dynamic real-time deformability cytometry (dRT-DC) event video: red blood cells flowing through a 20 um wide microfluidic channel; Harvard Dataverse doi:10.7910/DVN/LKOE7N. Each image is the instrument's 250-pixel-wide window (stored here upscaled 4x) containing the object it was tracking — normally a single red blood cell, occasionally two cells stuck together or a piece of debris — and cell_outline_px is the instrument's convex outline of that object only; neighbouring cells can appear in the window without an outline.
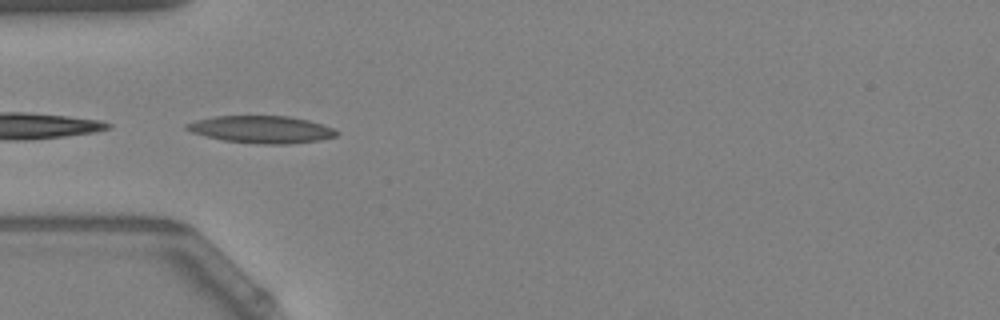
{"species": "Egyptian fruit bat (a non-hibernating species)", "species_latin": "Rousettus aegyptiacus", "temperature_condition": "warm", "stored_images_in_passage": 11, "camera_frame_rate_fps": 3000, "um_per_image_px": 0.085, "animal": {"sex": "female"}, "frame": {"image": 1, "passage_image": 7, "time_ms": 2.0, "image_size_px": [1000, 320], "cell_outline_px": [[340, 132], [336, 136], [320, 140], [288, 144], [260, 144], [224, 140], [192, 132], [184, 128], [184, 124], [196, 120], [216, 116], [288, 116], [308, 120], [332, 128]], "centroid_in_image_um": [22.23, 11.0], "position_along_channel_um": 62.8, "area_um2": 23.64}}